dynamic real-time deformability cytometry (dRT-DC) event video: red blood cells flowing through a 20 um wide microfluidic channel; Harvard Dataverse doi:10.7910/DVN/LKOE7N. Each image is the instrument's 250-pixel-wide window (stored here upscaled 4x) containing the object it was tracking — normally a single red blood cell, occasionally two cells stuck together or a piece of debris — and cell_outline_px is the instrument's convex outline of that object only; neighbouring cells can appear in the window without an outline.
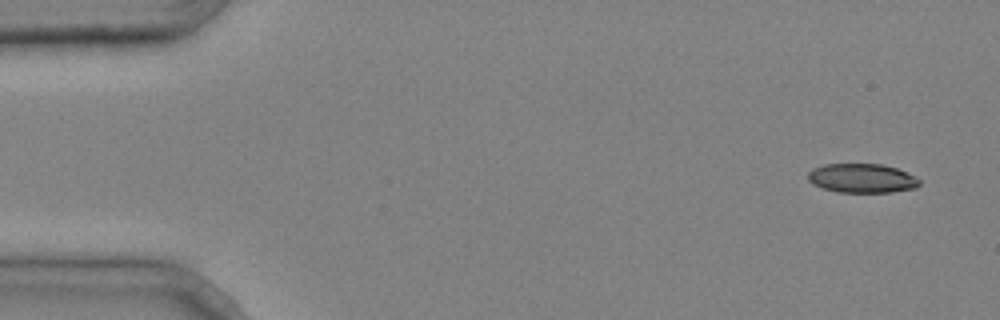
{"species": "common noctule bat (a hibernating species)", "species_latin": "Nyctalus noctula", "temperature_condition": "cold", "stored_images_in_passage": 5, "segment_of_instrument_passage": [1, 2], "camera_frame_rate_fps": 3000, "um_per_image_px": 0.085, "animal": {"sex": "male", "body_mass_g": 20.4}, "frame": {"image": 1, "passage_image": 1, "time_ms": 0.0, "image_size_px": [1000, 320], "cell_outline_px": [[920, 184], [916, 188], [892, 192], [836, 192], [812, 184], [808, 180], [808, 172], [812, 168], [824, 164], [880, 164], [896, 168], [920, 180]], "centroid_in_image_um": [73.23, 15.15], "position_along_channel_um": 11.8, "area_um2": 18.84}}
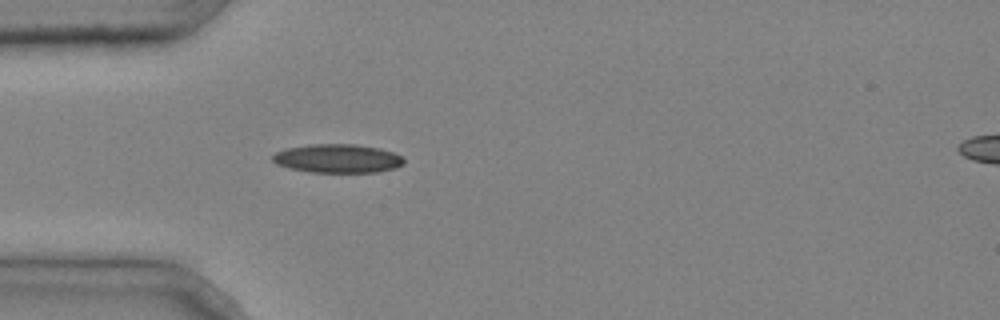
{"frame": {"image": 2, "passage_image": 4, "time_ms": 1.0, "image_size_px": [1000, 320], "cell_outline_px": [[404, 164], [396, 168], [380, 172], [308, 172], [288, 168], [276, 164], [272, 160], [272, 156], [276, 152], [288, 148], [308, 144], [356, 144], [380, 148], [404, 156]], "centroid_in_image_um": [28.72, 13.47], "position_along_channel_um": 56.3, "area_um2": 22.2}}